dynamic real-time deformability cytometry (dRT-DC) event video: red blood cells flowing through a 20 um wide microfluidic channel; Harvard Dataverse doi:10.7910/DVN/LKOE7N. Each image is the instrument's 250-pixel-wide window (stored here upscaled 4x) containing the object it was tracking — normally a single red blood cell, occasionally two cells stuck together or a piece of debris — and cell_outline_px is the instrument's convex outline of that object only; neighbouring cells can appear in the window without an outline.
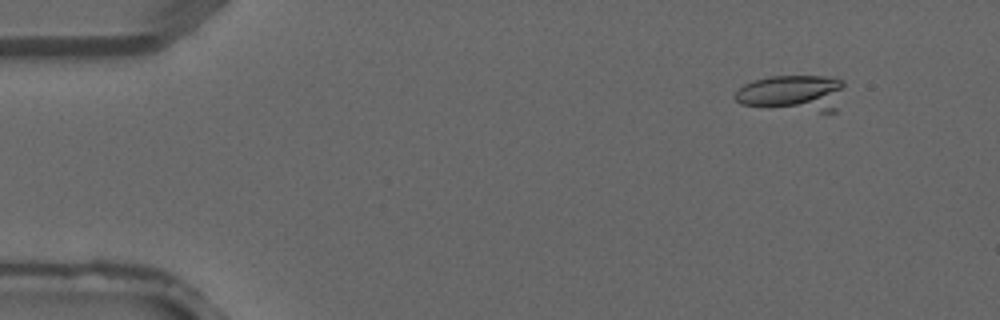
{"species": "common noctule bat (a hibernating species)", "species_latin": "Nyctalus noctula", "temperature_condition": "warm", "stored_images_in_passage": 3, "camera_frame_rate_fps": 3000, "um_per_image_px": 0.085, "animal": {"sex": "male", "forearm_length_mm": 52.5}, "frame": {"image": 1, "passage_image": 1, "time_ms": 0.0, "image_size_px": [1000, 320], "cell_outline_px": [[844, 84], [836, 112], [820, 112], [740, 104], [732, 96], [744, 84], [752, 80], [768, 76], [836, 76], [844, 80]], "centroid_in_image_um": [67.41, 7.89], "position_along_channel_um": 17.6, "area_um2": 23.41}}
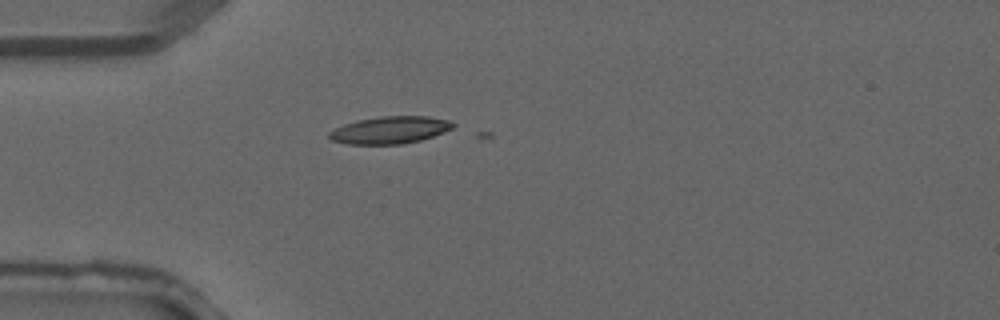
{"frame": {"image": 2, "passage_image": 3, "time_ms": 0.667, "image_size_px": [1000, 320], "cell_outline_px": [[456, 124], [452, 128], [444, 132], [420, 140], [400, 144], [348, 144], [332, 140], [328, 136], [328, 132], [344, 124], [356, 120], [380, 116], [428, 116], [452, 120]], "centroid_in_image_um": [33.16, 11.04], "position_along_channel_um": 51.8, "area_um2": 19.71}}